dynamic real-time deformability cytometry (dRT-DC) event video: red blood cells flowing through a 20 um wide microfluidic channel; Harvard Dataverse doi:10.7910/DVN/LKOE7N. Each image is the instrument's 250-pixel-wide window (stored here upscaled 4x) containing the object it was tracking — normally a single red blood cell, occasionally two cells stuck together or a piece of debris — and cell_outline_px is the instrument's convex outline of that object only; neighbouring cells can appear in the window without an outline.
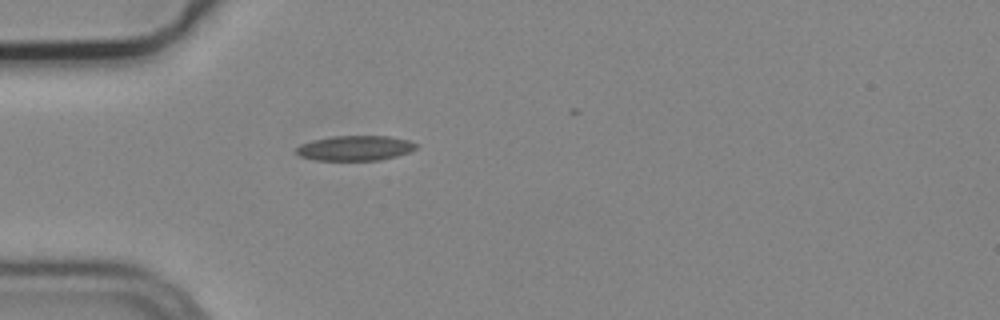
{"species": "common noctule bat (a hibernating species)", "species_latin": "Nyctalus noctula", "temperature_condition": "cold", "stored_images_in_passage": 1, "camera_frame_rate_fps": 3000, "um_per_image_px": 0.085, "animal": {"sex": "male", "body_mass_g": 19.2, "forearm_length_mm": 51.8}, "frame": {"image": 1, "passage_image": 1, "time_ms": 0.0, "image_size_px": [1000, 320], "cell_outline_px": [[416, 148], [408, 152], [396, 156], [380, 160], [316, 160], [300, 156], [296, 152], [296, 148], [300, 144], [312, 140], [332, 136], [388, 136], [408, 140], [416, 144]], "centroid_in_image_um": [30.15, 12.58], "position_along_channel_um": 54.8, "area_um2": 17.34}}